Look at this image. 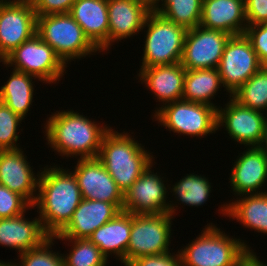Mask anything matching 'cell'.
Here are the masks:
<instances>
[{
    "label": "cell",
    "mask_w": 267,
    "mask_h": 266,
    "mask_svg": "<svg viewBox=\"0 0 267 266\" xmlns=\"http://www.w3.org/2000/svg\"><path fill=\"white\" fill-rule=\"evenodd\" d=\"M46 165L38 182V194L32 208H37L42 226L49 236L57 235L70 221L82 201L77 180L71 169Z\"/></svg>",
    "instance_id": "obj_1"
},
{
    "label": "cell",
    "mask_w": 267,
    "mask_h": 266,
    "mask_svg": "<svg viewBox=\"0 0 267 266\" xmlns=\"http://www.w3.org/2000/svg\"><path fill=\"white\" fill-rule=\"evenodd\" d=\"M47 118L43 127L46 144L62 157L98 158L103 137L111 129L73 109L56 111Z\"/></svg>",
    "instance_id": "obj_2"
},
{
    "label": "cell",
    "mask_w": 267,
    "mask_h": 266,
    "mask_svg": "<svg viewBox=\"0 0 267 266\" xmlns=\"http://www.w3.org/2000/svg\"><path fill=\"white\" fill-rule=\"evenodd\" d=\"M149 151L128 132L111 128L103 137L98 159L124 194L154 162Z\"/></svg>",
    "instance_id": "obj_3"
},
{
    "label": "cell",
    "mask_w": 267,
    "mask_h": 266,
    "mask_svg": "<svg viewBox=\"0 0 267 266\" xmlns=\"http://www.w3.org/2000/svg\"><path fill=\"white\" fill-rule=\"evenodd\" d=\"M220 229L209 223L196 239L178 250L182 266H237L248 252H254L247 241Z\"/></svg>",
    "instance_id": "obj_4"
},
{
    "label": "cell",
    "mask_w": 267,
    "mask_h": 266,
    "mask_svg": "<svg viewBox=\"0 0 267 266\" xmlns=\"http://www.w3.org/2000/svg\"><path fill=\"white\" fill-rule=\"evenodd\" d=\"M36 34L66 65L100 53L69 13L37 16Z\"/></svg>",
    "instance_id": "obj_5"
},
{
    "label": "cell",
    "mask_w": 267,
    "mask_h": 266,
    "mask_svg": "<svg viewBox=\"0 0 267 266\" xmlns=\"http://www.w3.org/2000/svg\"><path fill=\"white\" fill-rule=\"evenodd\" d=\"M143 30L146 36L140 68L181 62L187 32L185 27L151 11L146 18Z\"/></svg>",
    "instance_id": "obj_6"
},
{
    "label": "cell",
    "mask_w": 267,
    "mask_h": 266,
    "mask_svg": "<svg viewBox=\"0 0 267 266\" xmlns=\"http://www.w3.org/2000/svg\"><path fill=\"white\" fill-rule=\"evenodd\" d=\"M156 109L154 121L176 135L201 139L217 131V109L210 105L181 99Z\"/></svg>",
    "instance_id": "obj_7"
},
{
    "label": "cell",
    "mask_w": 267,
    "mask_h": 266,
    "mask_svg": "<svg viewBox=\"0 0 267 266\" xmlns=\"http://www.w3.org/2000/svg\"><path fill=\"white\" fill-rule=\"evenodd\" d=\"M2 64L33 75L49 85L59 83L68 67L37 34L12 51Z\"/></svg>",
    "instance_id": "obj_8"
},
{
    "label": "cell",
    "mask_w": 267,
    "mask_h": 266,
    "mask_svg": "<svg viewBox=\"0 0 267 266\" xmlns=\"http://www.w3.org/2000/svg\"><path fill=\"white\" fill-rule=\"evenodd\" d=\"M173 219L174 217L169 212L132 214L126 265L135 258L158 255L170 251Z\"/></svg>",
    "instance_id": "obj_9"
},
{
    "label": "cell",
    "mask_w": 267,
    "mask_h": 266,
    "mask_svg": "<svg viewBox=\"0 0 267 266\" xmlns=\"http://www.w3.org/2000/svg\"><path fill=\"white\" fill-rule=\"evenodd\" d=\"M154 163L157 164L155 161L151 163L124 193L122 211L131 214H160L169 212L173 217L175 216L177 213L175 211L178 209L177 203L174 204L173 200H167L169 195L168 179L165 181L158 171L154 173V170H152L155 165Z\"/></svg>",
    "instance_id": "obj_10"
},
{
    "label": "cell",
    "mask_w": 267,
    "mask_h": 266,
    "mask_svg": "<svg viewBox=\"0 0 267 266\" xmlns=\"http://www.w3.org/2000/svg\"><path fill=\"white\" fill-rule=\"evenodd\" d=\"M262 67L245 34L231 35L217 67L224 91L233 94Z\"/></svg>",
    "instance_id": "obj_11"
},
{
    "label": "cell",
    "mask_w": 267,
    "mask_h": 266,
    "mask_svg": "<svg viewBox=\"0 0 267 266\" xmlns=\"http://www.w3.org/2000/svg\"><path fill=\"white\" fill-rule=\"evenodd\" d=\"M230 34L196 26L187 29L181 65L186 70L217 68Z\"/></svg>",
    "instance_id": "obj_12"
},
{
    "label": "cell",
    "mask_w": 267,
    "mask_h": 266,
    "mask_svg": "<svg viewBox=\"0 0 267 266\" xmlns=\"http://www.w3.org/2000/svg\"><path fill=\"white\" fill-rule=\"evenodd\" d=\"M224 108L217 109V130L223 127L229 138L246 147L259 146L266 113L242 106L229 96ZM221 128V129H220Z\"/></svg>",
    "instance_id": "obj_13"
},
{
    "label": "cell",
    "mask_w": 267,
    "mask_h": 266,
    "mask_svg": "<svg viewBox=\"0 0 267 266\" xmlns=\"http://www.w3.org/2000/svg\"><path fill=\"white\" fill-rule=\"evenodd\" d=\"M72 170L82 199L105 201L123 209L124 194L98 158L77 159Z\"/></svg>",
    "instance_id": "obj_14"
},
{
    "label": "cell",
    "mask_w": 267,
    "mask_h": 266,
    "mask_svg": "<svg viewBox=\"0 0 267 266\" xmlns=\"http://www.w3.org/2000/svg\"><path fill=\"white\" fill-rule=\"evenodd\" d=\"M37 30V15L31 3L0 4V62Z\"/></svg>",
    "instance_id": "obj_15"
},
{
    "label": "cell",
    "mask_w": 267,
    "mask_h": 266,
    "mask_svg": "<svg viewBox=\"0 0 267 266\" xmlns=\"http://www.w3.org/2000/svg\"><path fill=\"white\" fill-rule=\"evenodd\" d=\"M245 148L237 156L228 178L235 197L267 192L263 190L267 185V156L259 146Z\"/></svg>",
    "instance_id": "obj_16"
},
{
    "label": "cell",
    "mask_w": 267,
    "mask_h": 266,
    "mask_svg": "<svg viewBox=\"0 0 267 266\" xmlns=\"http://www.w3.org/2000/svg\"><path fill=\"white\" fill-rule=\"evenodd\" d=\"M27 160L21 148L0 150V184L23 196L33 206L37 199L40 172L36 174Z\"/></svg>",
    "instance_id": "obj_17"
},
{
    "label": "cell",
    "mask_w": 267,
    "mask_h": 266,
    "mask_svg": "<svg viewBox=\"0 0 267 266\" xmlns=\"http://www.w3.org/2000/svg\"><path fill=\"white\" fill-rule=\"evenodd\" d=\"M108 51L117 41L136 36L143 31L144 23L152 8L141 0H107Z\"/></svg>",
    "instance_id": "obj_18"
},
{
    "label": "cell",
    "mask_w": 267,
    "mask_h": 266,
    "mask_svg": "<svg viewBox=\"0 0 267 266\" xmlns=\"http://www.w3.org/2000/svg\"><path fill=\"white\" fill-rule=\"evenodd\" d=\"M121 210L113 203L82 199L69 223L54 238H88L101 225L113 219Z\"/></svg>",
    "instance_id": "obj_19"
},
{
    "label": "cell",
    "mask_w": 267,
    "mask_h": 266,
    "mask_svg": "<svg viewBox=\"0 0 267 266\" xmlns=\"http://www.w3.org/2000/svg\"><path fill=\"white\" fill-rule=\"evenodd\" d=\"M185 74L186 69L181 63H175L140 68L137 77L140 78L138 82L144 83L146 89L154 94L156 102L163 104L162 107L182 99Z\"/></svg>",
    "instance_id": "obj_20"
},
{
    "label": "cell",
    "mask_w": 267,
    "mask_h": 266,
    "mask_svg": "<svg viewBox=\"0 0 267 266\" xmlns=\"http://www.w3.org/2000/svg\"><path fill=\"white\" fill-rule=\"evenodd\" d=\"M200 26L230 35L244 34L247 27L244 0H203Z\"/></svg>",
    "instance_id": "obj_21"
},
{
    "label": "cell",
    "mask_w": 267,
    "mask_h": 266,
    "mask_svg": "<svg viewBox=\"0 0 267 266\" xmlns=\"http://www.w3.org/2000/svg\"><path fill=\"white\" fill-rule=\"evenodd\" d=\"M69 14L100 52L108 51L107 0H76Z\"/></svg>",
    "instance_id": "obj_22"
},
{
    "label": "cell",
    "mask_w": 267,
    "mask_h": 266,
    "mask_svg": "<svg viewBox=\"0 0 267 266\" xmlns=\"http://www.w3.org/2000/svg\"><path fill=\"white\" fill-rule=\"evenodd\" d=\"M24 215L0 219V245L16 249L18 254L40 246L50 237L39 216L29 220Z\"/></svg>",
    "instance_id": "obj_23"
},
{
    "label": "cell",
    "mask_w": 267,
    "mask_h": 266,
    "mask_svg": "<svg viewBox=\"0 0 267 266\" xmlns=\"http://www.w3.org/2000/svg\"><path fill=\"white\" fill-rule=\"evenodd\" d=\"M132 214L120 211L113 219L101 225L88 239L109 259L115 255L126 266V252L130 241ZM123 263V264H122Z\"/></svg>",
    "instance_id": "obj_24"
},
{
    "label": "cell",
    "mask_w": 267,
    "mask_h": 266,
    "mask_svg": "<svg viewBox=\"0 0 267 266\" xmlns=\"http://www.w3.org/2000/svg\"><path fill=\"white\" fill-rule=\"evenodd\" d=\"M218 211L245 228L267 235V192L241 195L221 205Z\"/></svg>",
    "instance_id": "obj_25"
},
{
    "label": "cell",
    "mask_w": 267,
    "mask_h": 266,
    "mask_svg": "<svg viewBox=\"0 0 267 266\" xmlns=\"http://www.w3.org/2000/svg\"><path fill=\"white\" fill-rule=\"evenodd\" d=\"M12 70L9 79L0 87V101L25 119L34 102V82L36 81L33 80L42 81L33 75Z\"/></svg>",
    "instance_id": "obj_26"
},
{
    "label": "cell",
    "mask_w": 267,
    "mask_h": 266,
    "mask_svg": "<svg viewBox=\"0 0 267 266\" xmlns=\"http://www.w3.org/2000/svg\"><path fill=\"white\" fill-rule=\"evenodd\" d=\"M220 87L223 85L217 68L186 70L182 99L218 109L219 106L211 100Z\"/></svg>",
    "instance_id": "obj_27"
},
{
    "label": "cell",
    "mask_w": 267,
    "mask_h": 266,
    "mask_svg": "<svg viewBox=\"0 0 267 266\" xmlns=\"http://www.w3.org/2000/svg\"><path fill=\"white\" fill-rule=\"evenodd\" d=\"M202 5L203 0H158L152 11L177 25L191 29L200 25Z\"/></svg>",
    "instance_id": "obj_28"
},
{
    "label": "cell",
    "mask_w": 267,
    "mask_h": 266,
    "mask_svg": "<svg viewBox=\"0 0 267 266\" xmlns=\"http://www.w3.org/2000/svg\"><path fill=\"white\" fill-rule=\"evenodd\" d=\"M172 186V187H171ZM169 186V192L176 199L174 203L199 207L202 206L210 197L212 185L207 177L195 173L186 174L174 185ZM179 201V202H178Z\"/></svg>",
    "instance_id": "obj_29"
},
{
    "label": "cell",
    "mask_w": 267,
    "mask_h": 266,
    "mask_svg": "<svg viewBox=\"0 0 267 266\" xmlns=\"http://www.w3.org/2000/svg\"><path fill=\"white\" fill-rule=\"evenodd\" d=\"M231 97L242 106L267 113V67H261Z\"/></svg>",
    "instance_id": "obj_30"
},
{
    "label": "cell",
    "mask_w": 267,
    "mask_h": 266,
    "mask_svg": "<svg viewBox=\"0 0 267 266\" xmlns=\"http://www.w3.org/2000/svg\"><path fill=\"white\" fill-rule=\"evenodd\" d=\"M68 241L72 246L69 253L62 254L64 266H107L108 259L101 253L100 249L88 238L69 239L55 238Z\"/></svg>",
    "instance_id": "obj_31"
},
{
    "label": "cell",
    "mask_w": 267,
    "mask_h": 266,
    "mask_svg": "<svg viewBox=\"0 0 267 266\" xmlns=\"http://www.w3.org/2000/svg\"><path fill=\"white\" fill-rule=\"evenodd\" d=\"M55 238L50 236L40 246L18 255L15 266H64L62 253L51 250Z\"/></svg>",
    "instance_id": "obj_32"
},
{
    "label": "cell",
    "mask_w": 267,
    "mask_h": 266,
    "mask_svg": "<svg viewBox=\"0 0 267 266\" xmlns=\"http://www.w3.org/2000/svg\"><path fill=\"white\" fill-rule=\"evenodd\" d=\"M24 119L15 114L7 105L0 101V150L19 149L20 124Z\"/></svg>",
    "instance_id": "obj_33"
},
{
    "label": "cell",
    "mask_w": 267,
    "mask_h": 266,
    "mask_svg": "<svg viewBox=\"0 0 267 266\" xmlns=\"http://www.w3.org/2000/svg\"><path fill=\"white\" fill-rule=\"evenodd\" d=\"M30 208L32 205L23 196L0 184V219L21 215Z\"/></svg>",
    "instance_id": "obj_34"
},
{
    "label": "cell",
    "mask_w": 267,
    "mask_h": 266,
    "mask_svg": "<svg viewBox=\"0 0 267 266\" xmlns=\"http://www.w3.org/2000/svg\"><path fill=\"white\" fill-rule=\"evenodd\" d=\"M244 34L257 53L262 67H267V23L248 25Z\"/></svg>",
    "instance_id": "obj_35"
},
{
    "label": "cell",
    "mask_w": 267,
    "mask_h": 266,
    "mask_svg": "<svg viewBox=\"0 0 267 266\" xmlns=\"http://www.w3.org/2000/svg\"><path fill=\"white\" fill-rule=\"evenodd\" d=\"M126 266H182L179 251L171 254L170 251L158 254L148 255L131 260Z\"/></svg>",
    "instance_id": "obj_36"
},
{
    "label": "cell",
    "mask_w": 267,
    "mask_h": 266,
    "mask_svg": "<svg viewBox=\"0 0 267 266\" xmlns=\"http://www.w3.org/2000/svg\"><path fill=\"white\" fill-rule=\"evenodd\" d=\"M76 0H32L37 16L69 13Z\"/></svg>",
    "instance_id": "obj_37"
},
{
    "label": "cell",
    "mask_w": 267,
    "mask_h": 266,
    "mask_svg": "<svg viewBox=\"0 0 267 266\" xmlns=\"http://www.w3.org/2000/svg\"><path fill=\"white\" fill-rule=\"evenodd\" d=\"M247 26L267 23V0H244Z\"/></svg>",
    "instance_id": "obj_38"
},
{
    "label": "cell",
    "mask_w": 267,
    "mask_h": 266,
    "mask_svg": "<svg viewBox=\"0 0 267 266\" xmlns=\"http://www.w3.org/2000/svg\"><path fill=\"white\" fill-rule=\"evenodd\" d=\"M259 147L264 151L267 156V113L264 119L263 138Z\"/></svg>",
    "instance_id": "obj_39"
},
{
    "label": "cell",
    "mask_w": 267,
    "mask_h": 266,
    "mask_svg": "<svg viewBox=\"0 0 267 266\" xmlns=\"http://www.w3.org/2000/svg\"><path fill=\"white\" fill-rule=\"evenodd\" d=\"M32 0H0V4H29Z\"/></svg>",
    "instance_id": "obj_40"
},
{
    "label": "cell",
    "mask_w": 267,
    "mask_h": 266,
    "mask_svg": "<svg viewBox=\"0 0 267 266\" xmlns=\"http://www.w3.org/2000/svg\"><path fill=\"white\" fill-rule=\"evenodd\" d=\"M147 3L151 8L157 3L158 0H141Z\"/></svg>",
    "instance_id": "obj_41"
},
{
    "label": "cell",
    "mask_w": 267,
    "mask_h": 266,
    "mask_svg": "<svg viewBox=\"0 0 267 266\" xmlns=\"http://www.w3.org/2000/svg\"><path fill=\"white\" fill-rule=\"evenodd\" d=\"M13 262H14V261H12V262H11V261H10V262H7V261H6V262H5V261H3V260H2V261L0 260V266H15Z\"/></svg>",
    "instance_id": "obj_42"
}]
</instances>
